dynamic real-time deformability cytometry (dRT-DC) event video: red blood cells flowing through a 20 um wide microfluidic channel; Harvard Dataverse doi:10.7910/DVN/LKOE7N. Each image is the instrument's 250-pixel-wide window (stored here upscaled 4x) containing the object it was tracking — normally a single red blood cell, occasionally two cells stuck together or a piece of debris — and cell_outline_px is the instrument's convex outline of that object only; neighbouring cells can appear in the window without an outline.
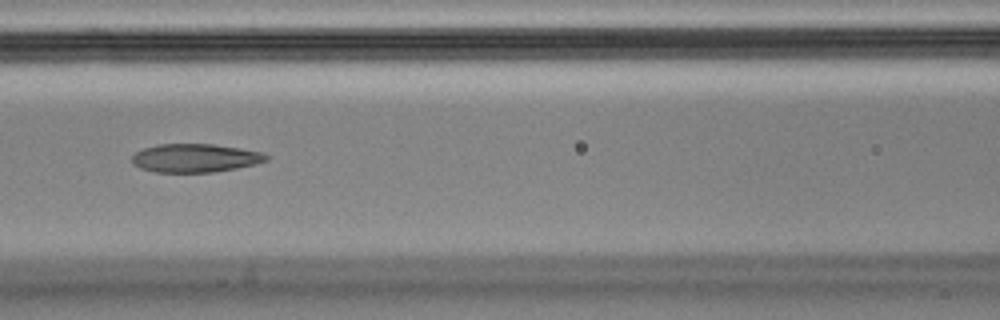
{"species": "Egyptian fruit bat (a non-hibernating species)", "species_latin": "Rousettus aegyptiacus", "temperature_condition": "cold", "stored_images_in_passage": 8, "camera_frame_rate_fps": 3000, "um_per_image_px": 0.085, "animal": {"sex": "male"}, "frame": {"image": 1, "passage_image": 4, "time_ms": 1.0, "image_size_px": [1000, 320], "cell_outline_px": [[272, 156], [268, 160], [256, 164], [236, 168], [212, 172], [156, 172], [140, 168], [132, 164], [132, 156], [136, 152], [144, 148], [160, 144], [212, 144], [240, 148], [264, 152]], "centroid_in_image_um": [16.63, 13.43], "position_along_channel_um": 150.0, "area_um2": 22.37}}
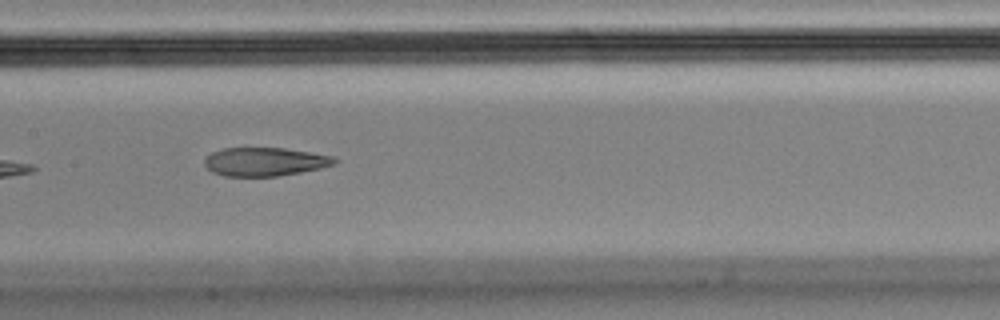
{"frame": {"image": 2, "passage_image": 5, "time_ms": 1.333, "image_size_px": [1000, 320], "cell_outline_px": [[340, 160], [336, 164], [320, 168], [300, 172], [276, 176], [224, 176], [212, 172], [204, 164], [204, 160], [212, 152], [224, 148], [284, 148], [312, 152], [332, 156]], "centroid_in_image_um": [22.54, 13.74], "position_along_channel_um": 184.9, "area_um2": 21.62}}